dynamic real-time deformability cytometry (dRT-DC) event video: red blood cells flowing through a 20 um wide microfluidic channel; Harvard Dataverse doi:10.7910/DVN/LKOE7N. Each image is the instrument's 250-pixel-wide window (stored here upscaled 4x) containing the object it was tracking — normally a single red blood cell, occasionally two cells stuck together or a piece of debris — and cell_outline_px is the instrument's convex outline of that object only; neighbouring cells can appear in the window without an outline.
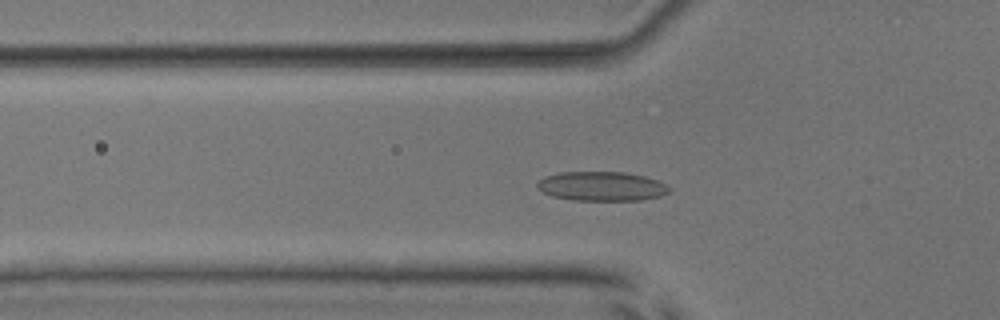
{"species": "common noctule bat (a hibernating species)", "species_latin": "Nyctalus noctula", "temperature_condition": "room temperature", "stored_images_in_passage": 51, "camera_frame_rate_fps": 3000, "um_per_image_px": 0.085, "animal": {"sex": "male", "body_mass_g": 17.9, "forearm_length_mm": 54.2}, "frame": {"image": 1, "passage_image": 17, "time_ms": 5.333, "image_size_px": [1000, 320], "cell_outline_px": [[672, 192], [660, 196], [640, 200], [572, 200], [552, 196], [544, 192], [536, 184], [544, 176], [560, 172], [624, 172], [644, 176], [656, 180], [672, 188]], "centroid_in_image_um": [51.17, 15.83], "position_along_channel_um": 74.6, "area_um2": 22.48}}
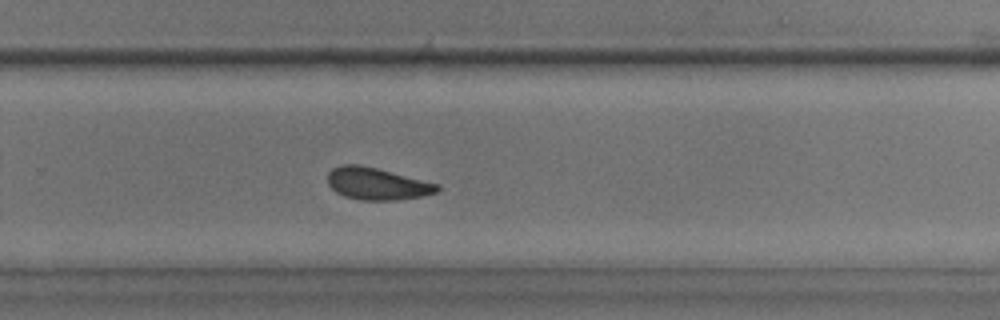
{"frame": {"image": 2, "passage_image": 34, "time_ms": 11.0, "image_size_px": [1000, 320], "cell_outline_px": [[440, 188], [436, 192], [420, 196], [396, 200], [360, 200], [344, 196], [336, 192], [328, 184], [328, 172], [332, 168], [340, 164], [360, 164], [440, 184]], "centroid_in_image_um": [32.01, 15.61], "position_along_channel_um": 297.8, "area_um2": 20.46}}
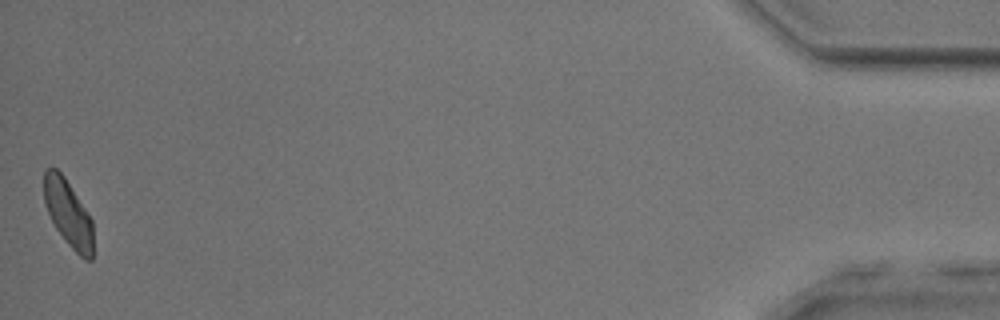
{"frame": {"image": 3, "passage_image": 51, "time_ms": 16.667, "image_size_px": [1000, 320], "cell_outline_px": [[92, 260], [84, 260], [64, 240], [56, 228], [44, 204], [44, 168], [56, 168], [64, 176], [92, 220]], "centroid_in_image_um": [5.78, 18.13], "position_along_channel_um": 429.4, "area_um2": 18.84}, "authors_computed_cell_mechanics": {"area_um2": 20.9236, "velocity_mm_per_s": 3.9484, "shape_relaxation_time_tau1_ms": 6.2104, "shape_relaxation_time_tau2_ms": 3.2431, "deformation_change_tau1": 0.1198, "deformation_change_tau2": 0.0987}}